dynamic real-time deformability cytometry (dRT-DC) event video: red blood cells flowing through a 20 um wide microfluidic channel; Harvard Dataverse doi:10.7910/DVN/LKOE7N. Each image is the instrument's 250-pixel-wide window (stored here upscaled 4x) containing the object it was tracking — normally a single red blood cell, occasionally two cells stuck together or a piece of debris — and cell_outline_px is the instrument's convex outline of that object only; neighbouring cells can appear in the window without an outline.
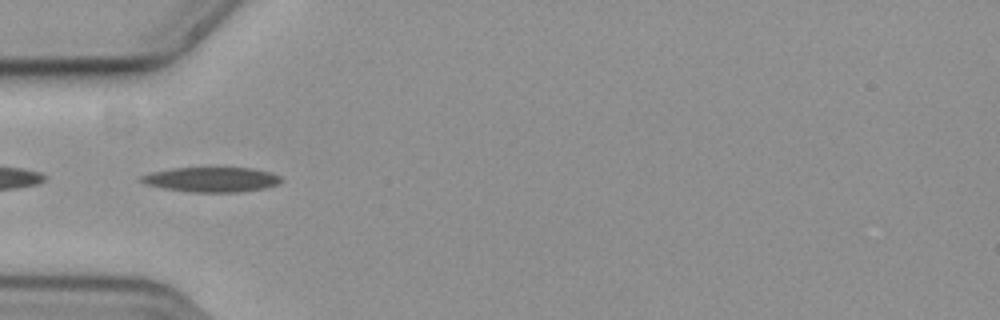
{"species": "common noctule bat (a hibernating species)", "species_latin": "Nyctalus noctula", "temperature_condition": "cold", "stored_images_in_passage": 34, "camera_frame_rate_fps": 3000, "um_per_image_px": 0.085, "animal": {"sex": "female", "body_mass_g": 19.3, "forearm_length_mm": 54.1}, "frame": {"image": 1, "passage_image": 11, "time_ms": 3.333, "image_size_px": [1000, 320], "cell_outline_px": [[284, 180], [276, 184], [264, 188], [240, 192], [192, 192], [164, 188], [148, 184], [140, 180], [140, 176], [152, 172], [172, 168], [252, 168], [272, 172], [280, 176]], "centroid_in_image_um": [18.03, 15.25], "position_along_channel_um": 67.0, "area_um2": 20.11}}
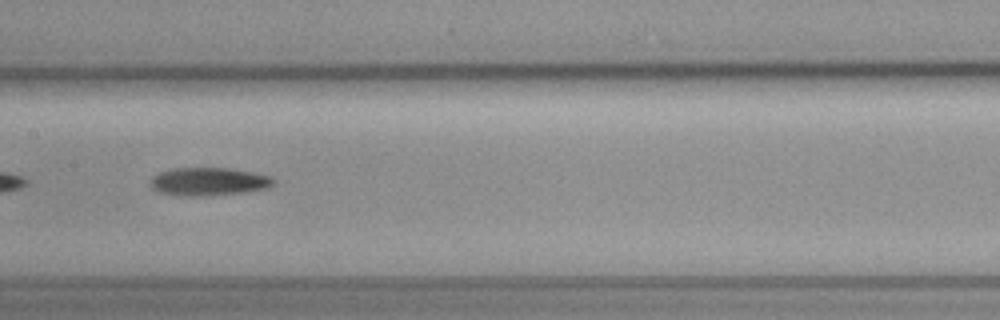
{"frame": {"image": 2, "passage_image": 21, "time_ms": 6.667, "image_size_px": [1000, 320], "cell_outline_px": [[276, 180], [268, 188], [244, 192], [204, 196], [184, 196], [160, 192], [152, 188], [148, 184], [152, 176], [160, 172], [172, 168], [228, 168], [252, 172], [272, 176]], "centroid_in_image_um": [17.72, 15.43], "position_along_channel_um": 189.7, "area_um2": 20.23}}